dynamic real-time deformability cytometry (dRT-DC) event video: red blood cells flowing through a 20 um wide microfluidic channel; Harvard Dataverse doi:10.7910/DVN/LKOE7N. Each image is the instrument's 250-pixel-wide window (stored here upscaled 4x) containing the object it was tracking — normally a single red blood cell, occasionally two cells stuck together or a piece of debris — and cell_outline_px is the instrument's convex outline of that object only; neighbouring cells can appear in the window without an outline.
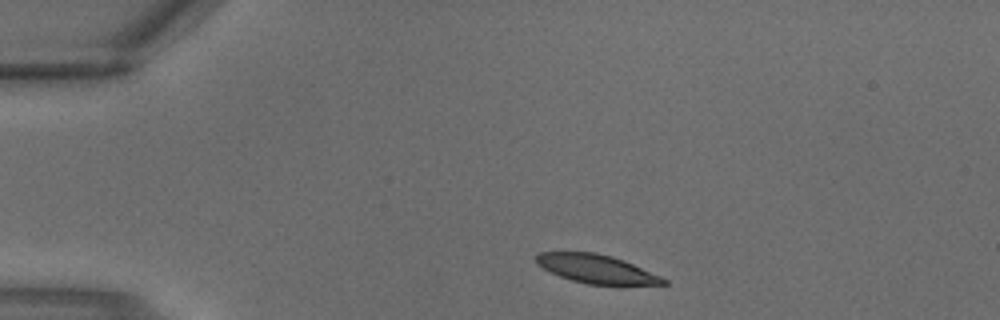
{"species": "common noctule bat (a hibernating species)", "species_latin": "Nyctalus noctula", "temperature_condition": "warm", "stored_images_in_passage": 1, "camera_frame_rate_fps": 3000, "um_per_image_px": 0.085, "animal": {"sex": "male", "body_mass_g": 18.8}, "frame": {"image": 1, "passage_image": 1, "time_ms": 0.0, "image_size_px": [1000, 320], "cell_outline_px": [[668, 284], [588, 284], [572, 280], [560, 276], [536, 264], [536, 256], [540, 252], [596, 252], [612, 256], [624, 260], [660, 276], [668, 280]], "centroid_in_image_um": [50.69, 22.84], "position_along_channel_um": 34.3, "area_um2": 20.87}}